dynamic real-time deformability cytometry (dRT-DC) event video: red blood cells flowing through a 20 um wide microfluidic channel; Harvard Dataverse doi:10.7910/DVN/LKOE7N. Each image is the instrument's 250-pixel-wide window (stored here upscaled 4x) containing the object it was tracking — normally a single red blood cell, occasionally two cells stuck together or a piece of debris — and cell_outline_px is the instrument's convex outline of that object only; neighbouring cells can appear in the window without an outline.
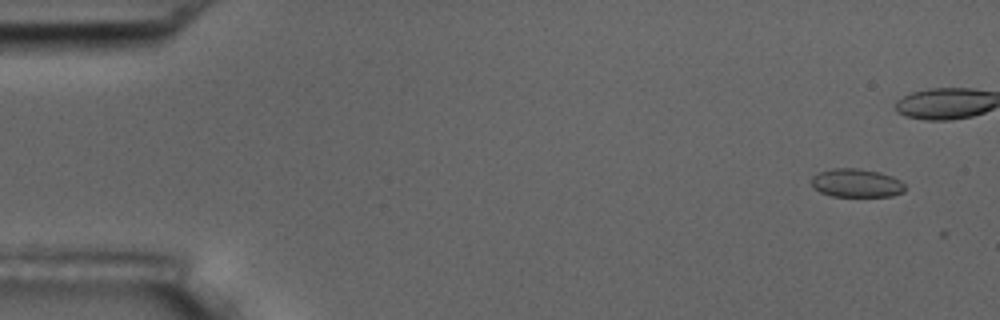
{"species": "common noctule bat (a hibernating species)", "species_latin": "Nyctalus noctula", "temperature_condition": "room temperature", "stored_images_in_passage": 6, "camera_frame_rate_fps": 3000, "um_per_image_px": 0.085, "animal": {"sex": "male", "body_mass_g": 17.5, "forearm_length_mm": 52.3}, "frame": {"image": 1, "passage_image": 1, "time_ms": 0.0, "image_size_px": [1000, 320], "cell_outline_px": [[904, 192], [892, 196], [832, 196], [820, 192], [812, 184], [812, 176], [820, 172], [832, 168], [860, 168], [880, 172], [892, 176], [900, 180], [904, 184]], "centroid_in_image_um": [72.82, 15.55], "position_along_channel_um": 12.2, "area_um2": 15.49}}